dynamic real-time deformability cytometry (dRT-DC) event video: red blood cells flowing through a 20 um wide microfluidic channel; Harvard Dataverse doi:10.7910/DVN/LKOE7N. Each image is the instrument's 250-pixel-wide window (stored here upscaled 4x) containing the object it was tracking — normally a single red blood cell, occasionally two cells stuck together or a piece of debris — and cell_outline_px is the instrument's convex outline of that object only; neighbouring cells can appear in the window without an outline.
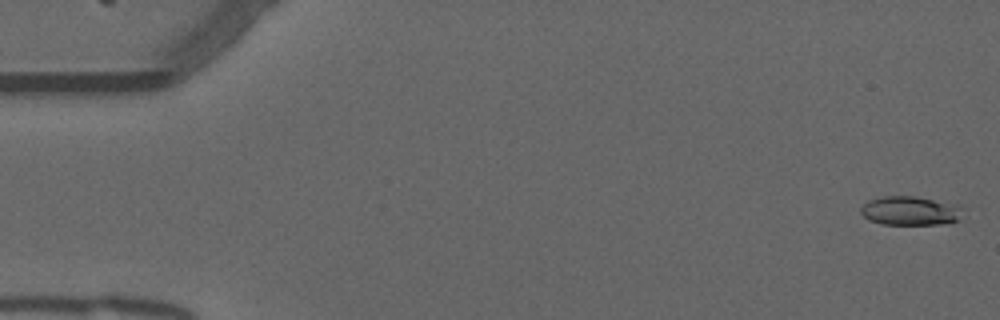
{"species": "common noctule bat (a hibernating species)", "species_latin": "Nyctalus noctula", "temperature_condition": "warm", "stored_images_in_passage": 23, "camera_frame_rate_fps": 3000, "um_per_image_px": 0.085, "animal": {"sex": "male", "forearm_length_mm": 52.5}, "frame": {"image": 1, "passage_image": 1, "time_ms": 0.0, "image_size_px": [1000, 320], "cell_outline_px": [[968, 208], [956, 220], [948, 224], [880, 224], [868, 220], [860, 212], [860, 208], [868, 200], [884, 196], [912, 196], [956, 204]], "centroid_in_image_um": [77.39, 17.92], "position_along_channel_um": 7.6, "area_um2": 17.4}}
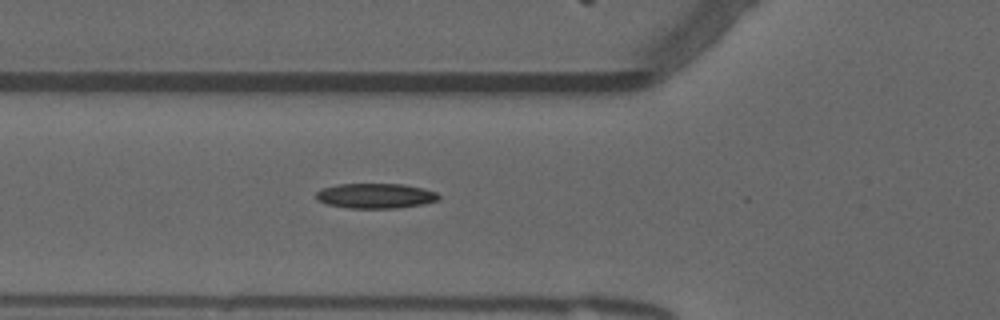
{"frame": {"image": 2, "passage_image": 19, "time_ms": 6.0, "image_size_px": [1000, 320], "cell_outline_px": [[440, 196], [436, 200], [424, 204], [396, 208], [348, 208], [328, 204], [320, 200], [316, 196], [316, 192], [324, 188], [336, 184], [404, 184], [424, 188], [436, 192]], "centroid_in_image_um": [31.95, 16.64], "position_along_channel_um": 93.9, "area_um2": 17.74}}
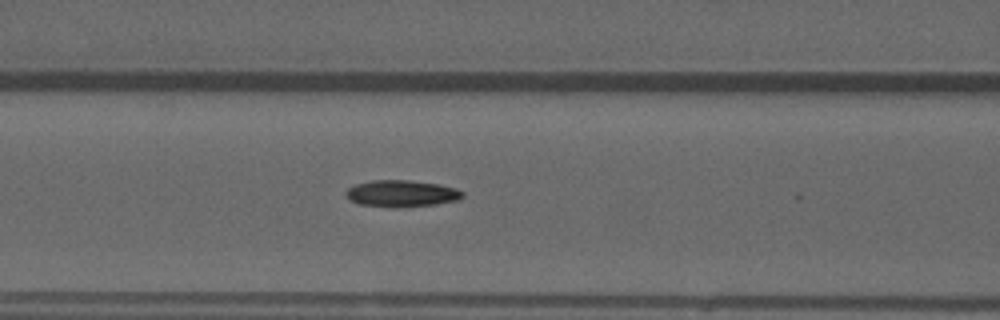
{"frame": {"image": 3, "passage_image": 22, "time_ms": 7.0, "image_size_px": [1000, 320], "cell_outline_px": [[464, 196], [460, 200], [436, 204], [396, 208], [360, 204], [348, 200], [344, 192], [348, 188], [356, 184], [372, 180], [408, 180], [440, 184], [456, 188], [464, 192]], "centroid_in_image_um": [34.15, 16.45], "position_along_channel_um": 132.5, "area_um2": 18.38}}